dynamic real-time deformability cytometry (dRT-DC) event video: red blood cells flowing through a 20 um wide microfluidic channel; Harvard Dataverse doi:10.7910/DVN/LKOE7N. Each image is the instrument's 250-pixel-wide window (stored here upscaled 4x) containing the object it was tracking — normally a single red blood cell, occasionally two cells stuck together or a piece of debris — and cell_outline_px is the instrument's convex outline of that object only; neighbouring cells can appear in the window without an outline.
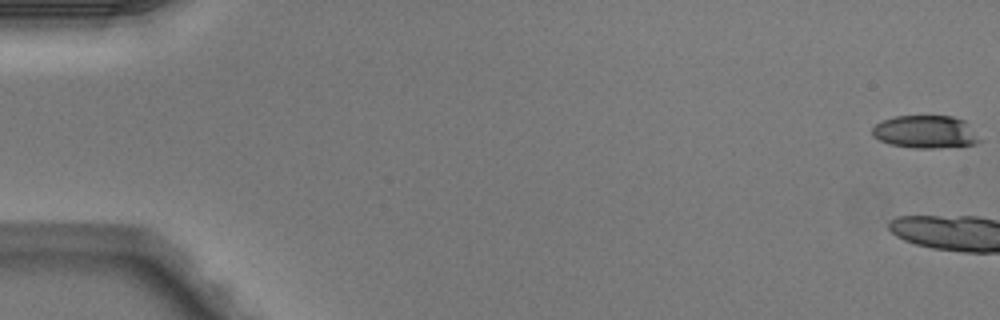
{"species": "Egyptian fruit bat (a non-hibernating species)", "species_latin": "Rousettus aegyptiacus", "temperature_condition": "warm", "stored_images_in_passage": 5, "camera_frame_rate_fps": 3000, "um_per_image_px": 0.085, "animal": {"sex": "male"}, "frame": {"image": 1, "passage_image": 1, "time_ms": 0.0, "image_size_px": [1000, 320], "cell_outline_px": [[984, 140], [976, 144], [940, 148], [912, 148], [888, 144], [872, 136], [872, 128], [880, 120], [896, 116], [952, 116], [964, 120]], "centroid_in_image_um": [78.68, 11.22], "position_along_channel_um": 6.3, "area_um2": 20.87}}